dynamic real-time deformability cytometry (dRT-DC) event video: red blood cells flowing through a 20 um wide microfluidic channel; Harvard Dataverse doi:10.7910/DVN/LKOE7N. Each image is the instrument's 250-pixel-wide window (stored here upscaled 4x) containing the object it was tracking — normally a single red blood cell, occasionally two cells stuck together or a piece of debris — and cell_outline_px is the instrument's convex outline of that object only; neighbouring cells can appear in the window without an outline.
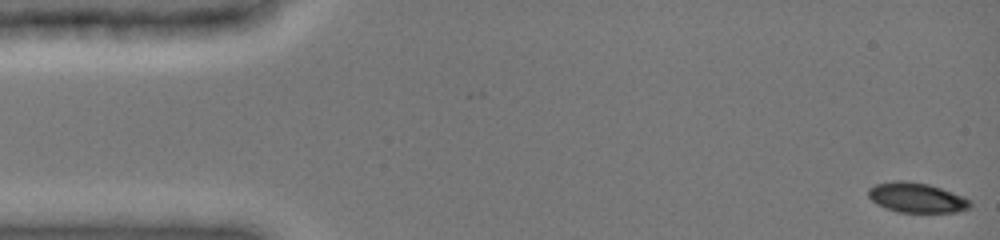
{"species": "common noctule bat (a hibernating species)", "species_latin": "Nyctalus noctula", "temperature_condition": "cold", "stored_images_in_passage": 46, "camera_frame_rate_fps": 3000, "um_per_image_px": 0.085, "animal": {"sex": "female", "body_mass_g": 19.0, "forearm_length_mm": 51.5}, "frame": {"image": 1, "passage_image": 1, "time_ms": 0.0, "image_size_px": [1000, 240], "cell_outline_px": [[972, 204], [968, 208], [956, 212], [900, 212], [884, 208], [876, 204], [868, 196], [868, 188], [876, 184], [928, 184], [964, 196]], "centroid_in_image_um": [77.94, 16.86], "position_along_channel_um": 7.1, "area_um2": 16.82}}
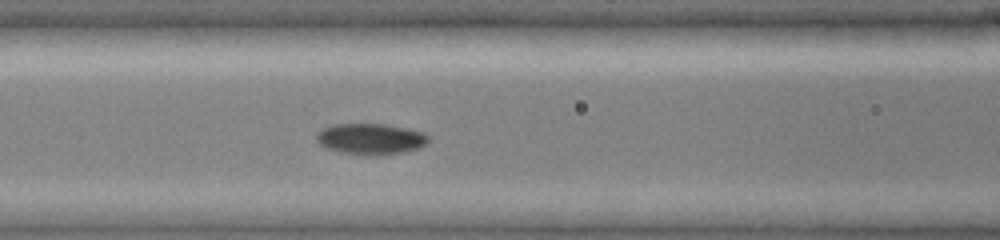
{"frame": {"image": 2, "passage_image": 20, "time_ms": 6.333, "image_size_px": [1000, 240], "cell_outline_px": [[428, 140], [424, 144], [416, 148], [404, 152], [340, 152], [328, 148], [320, 144], [316, 140], [316, 132], [332, 124], [384, 124], [424, 132], [428, 136]], "centroid_in_image_um": [31.46, 11.75], "position_along_channel_um": 135.1, "area_um2": 19.13}}
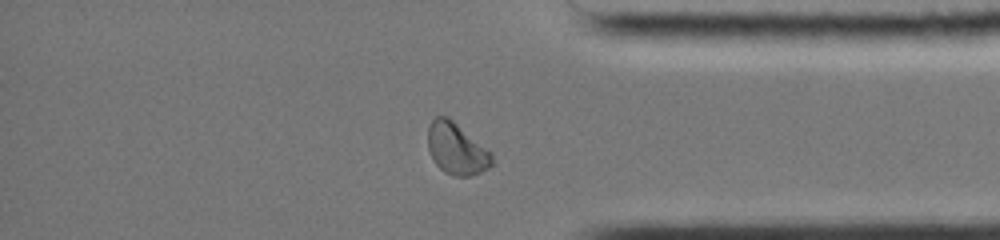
{"frame": {"image": 3, "passage_image": 40, "time_ms": 13.0, "image_size_px": [1000, 240], "cell_outline_px": [[492, 164], [488, 168], [472, 176], [452, 176], [444, 172], [436, 164], [428, 148], [428, 128], [432, 120], [436, 116], [448, 116], [492, 152]], "centroid_in_image_um": [38.81, 12.64], "position_along_channel_um": 396.4, "area_um2": 19.25}, "authors_computed_cell_mechanics": {"area_um2": 18.9295, "velocity_mm_per_s": 3.9732, "shape_relaxation_time_tau1_ms": 3.0077, "shape_relaxation_time_tau2_ms": null, "deformation_change_tau1": 0.1159, "deformation_change_tau2": null}}